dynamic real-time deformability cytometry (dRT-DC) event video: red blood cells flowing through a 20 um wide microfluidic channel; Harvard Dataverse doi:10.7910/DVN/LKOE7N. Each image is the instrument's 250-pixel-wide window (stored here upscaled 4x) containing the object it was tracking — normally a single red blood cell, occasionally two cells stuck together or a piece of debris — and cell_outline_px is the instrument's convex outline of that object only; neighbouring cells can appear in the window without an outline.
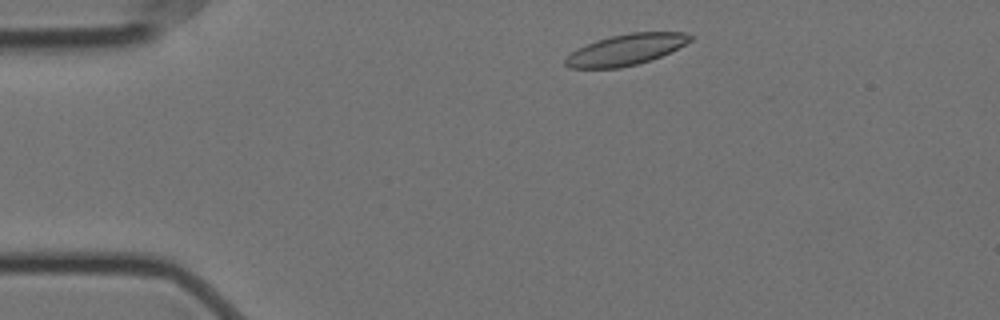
{"species": "Egyptian fruit bat (a non-hibernating species)", "species_latin": "Rousettus aegyptiacus", "temperature_condition": "cold", "stored_images_in_passage": 51, "camera_frame_rate_fps": 3000, "um_per_image_px": 0.085, "animal": {"sex": "female"}, "frame": {"image": 1, "passage_image": 4, "time_ms": 1.0, "image_size_px": [1000, 320], "cell_outline_px": [[692, 40], [660, 56], [636, 64], [620, 68], [568, 68], [564, 64], [564, 60], [572, 52], [596, 40], [628, 32], [684, 32], [692, 36]], "centroid_in_image_um": [53.18, 4.22], "position_along_channel_um": 31.8, "area_um2": 22.14}}
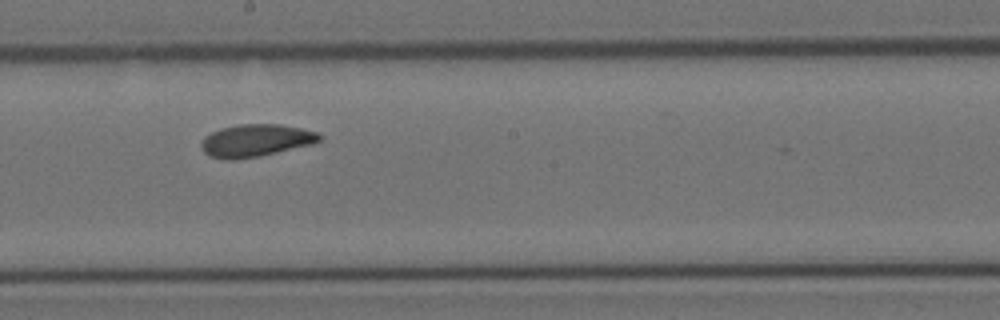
{"frame": {"image": 2, "passage_image": 25, "time_ms": 8.0, "image_size_px": [1000, 320], "cell_outline_px": [[324, 136], [320, 140], [312, 144], [260, 156], [232, 160], [228, 160], [208, 156], [204, 152], [200, 144], [204, 136], [220, 128], [240, 124], [280, 124], [300, 128], [316, 132]], "centroid_in_image_um": [21.72, 11.94], "position_along_channel_um": 226.5, "area_um2": 22.37}}
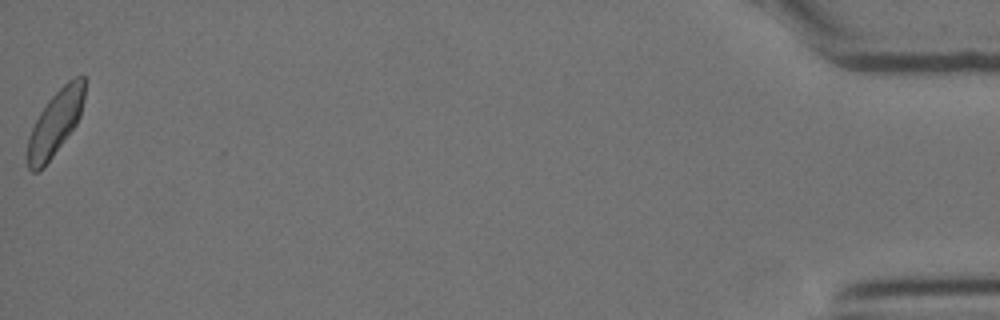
{"frame": {"image": 3, "passage_image": 51, "time_ms": 16.667, "image_size_px": [1000, 320], "cell_outline_px": [[84, 96], [80, 116], [76, 124], [44, 168], [40, 172], [32, 172], [28, 168], [28, 136], [40, 112], [48, 100], [68, 80], [76, 76], [84, 76]], "centroid_in_image_um": [4.69, 10.47], "position_along_channel_um": 430.5, "area_um2": 21.27}, "authors_computed_cell_mechanics": {"area_um2": 22.0218, "velocity_mm_per_s": 3.4823, "shape_relaxation_time_tau1_ms": 5.4227, "shape_relaxation_time_tau2_ms": 2.9721, "deformation_change_tau1": 0.1274, "deformation_change_tau2": 0.0755}}